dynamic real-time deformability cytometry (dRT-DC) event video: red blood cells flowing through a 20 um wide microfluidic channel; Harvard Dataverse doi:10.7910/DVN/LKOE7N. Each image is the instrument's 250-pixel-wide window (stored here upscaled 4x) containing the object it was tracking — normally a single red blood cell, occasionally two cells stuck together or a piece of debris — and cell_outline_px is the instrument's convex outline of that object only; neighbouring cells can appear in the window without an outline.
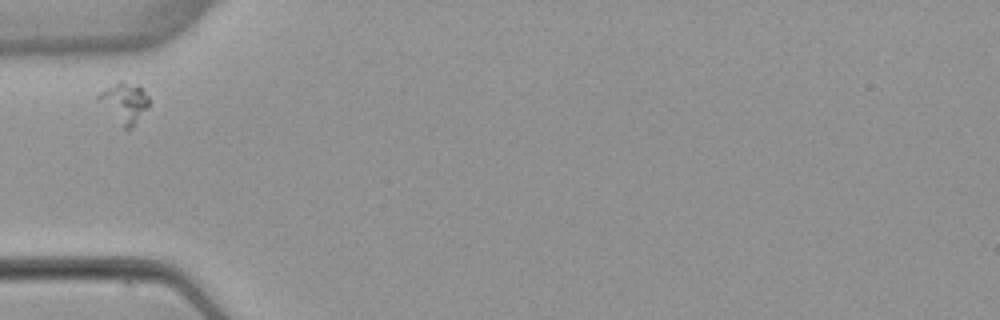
{"species": "common noctule bat (a hibernating species)", "species_latin": "Nyctalus noctula", "temperature_condition": "warm", "stored_images_in_passage": 1, "camera_frame_rate_fps": 3000, "um_per_image_px": 0.085, "animal": {"sex": "female", "body_mass_g": 22.7, "forearm_length_mm": 54.2}, "frame": {"image": 1, "passage_image": 1, "time_ms": 0.0, "image_size_px": [1000, 320], "cell_outline_px": [[148, 108], [128, 128], [124, 128], [96, 96], [100, 92], [120, 80], [136, 84], [148, 96]], "centroid_in_image_um": [10.59, 8.66], "position_along_channel_um": 74.4, "area_um2": 10.98}}